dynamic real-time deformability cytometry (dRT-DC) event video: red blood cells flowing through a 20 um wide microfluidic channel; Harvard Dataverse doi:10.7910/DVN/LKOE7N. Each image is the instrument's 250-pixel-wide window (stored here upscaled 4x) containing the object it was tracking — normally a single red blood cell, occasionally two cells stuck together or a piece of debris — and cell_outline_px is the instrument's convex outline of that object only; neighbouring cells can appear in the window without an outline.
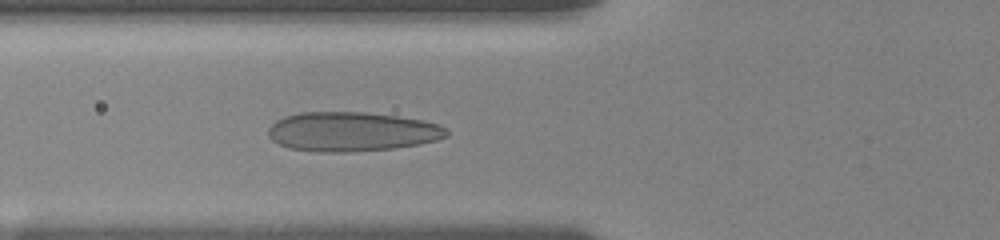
{"species": "human", "species_latin": "Homo sapiens", "temperature_condition": "room temperature", "stored_images_in_passage": 50, "camera_frame_rate_fps": 3000, "um_per_image_px": 0.085, "donor": {"sex": "female"}, "frame": {"image": 1, "passage_image": 18, "time_ms": 7.0, "image_size_px": [1000, 240], "cell_outline_px": [[448, 136], [436, 140], [420, 144], [392, 148], [344, 152], [316, 152], [288, 148], [272, 140], [268, 136], [268, 128], [276, 120], [284, 116], [300, 112], [364, 112], [396, 116], [420, 120], [440, 124], [448, 132]], "centroid_in_image_um": [29.87, 11.19], "position_along_channel_um": 95.9, "area_um2": 40.86}}
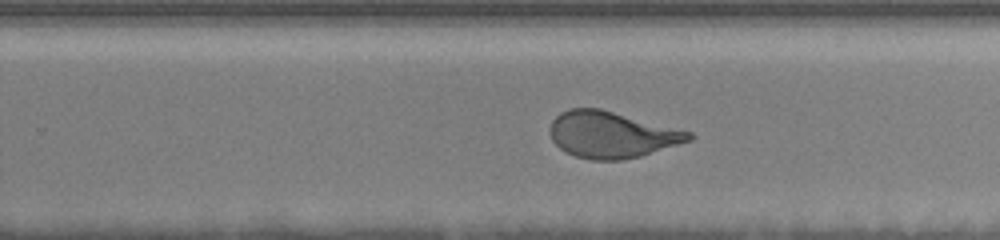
{"frame": {"image": 2, "passage_image": 33, "time_ms": 12.0, "image_size_px": [1000, 240], "cell_outline_px": [[696, 136], [692, 140], [640, 156], [620, 160], [592, 160], [576, 156], [564, 152], [552, 140], [552, 120], [560, 112], [568, 108], [600, 108], [692, 132]], "centroid_in_image_um": [52.01, 11.44], "position_along_channel_um": 277.8, "area_um2": 37.4}}
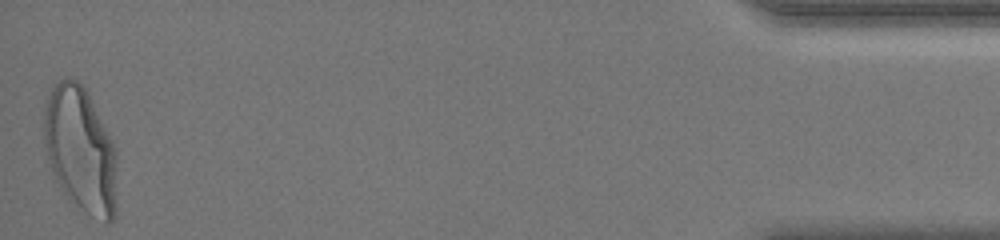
{"frame": {"image": 3, "passage_image": 50, "time_ms": 18.333, "image_size_px": [1000, 240], "cell_outline_px": [[116, 212], [112, 220], [108, 224], [104, 224], [88, 212], [64, 192], [60, 188], [52, 172], [44, 144], [44, 104], [52, 88], [60, 80], [68, 76], [76, 80], [88, 92], [116, 152]], "centroid_in_image_um": [6.83, 12.71], "position_along_channel_um": 428.4, "area_um2": 52.83}, "authors_computed_cell_mechanics": {"area_um2": 38.7838, "velocity_mm_per_s": 3.6342, "shape_relaxation_time_tau1_ms": 5.5852, "shape_relaxation_time_tau2_ms": null, "deformation_change_tau1": 0.1969, "deformation_change_tau2": null}}